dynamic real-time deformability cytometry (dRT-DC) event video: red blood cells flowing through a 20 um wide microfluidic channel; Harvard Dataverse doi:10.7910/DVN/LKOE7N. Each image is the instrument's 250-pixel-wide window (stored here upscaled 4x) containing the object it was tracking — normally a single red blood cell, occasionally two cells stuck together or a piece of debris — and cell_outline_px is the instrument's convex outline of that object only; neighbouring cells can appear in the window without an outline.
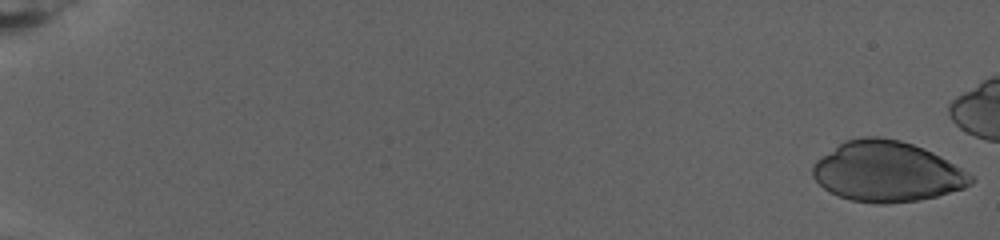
{"species": "human", "species_latin": "Homo sapiens", "temperature_condition": "warm", "stored_images_in_passage": 76, "camera_frame_rate_fps": 3000, "um_per_image_px": 0.085, "donor": {"sex": "female"}, "frame": {"image": 1, "passage_image": 1, "time_ms": 0.0, "image_size_px": [1000, 240], "cell_outline_px": [[976, 180], [972, 184], [964, 188], [936, 196], [916, 200], [888, 204], [876, 204], [852, 200], [840, 196], [824, 188], [812, 176], [812, 164], [816, 160], [844, 140], [864, 136], [876, 136], [900, 140], [924, 148], [940, 156], [960, 168], [972, 176]], "centroid_in_image_um": [75.37, 14.58], "position_along_channel_um": 9.6, "area_um2": 55.49}}
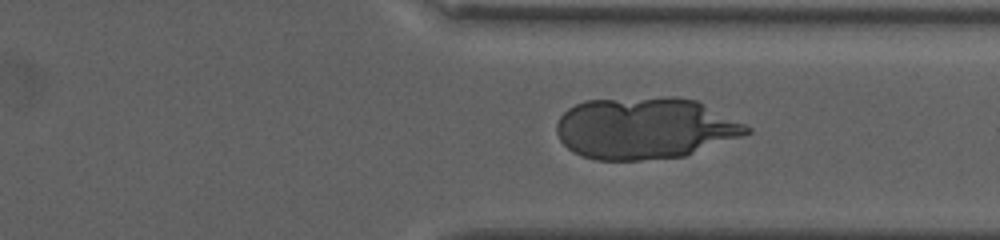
{"frame": {"image": 2, "passage_image": 64, "time_ms": 21.0, "image_size_px": [1000, 240], "cell_outline_px": [[752, 132], [684, 156], [640, 160], [596, 160], [580, 156], [572, 152], [560, 140], [556, 132], [556, 124], [560, 116], [568, 108], [584, 100], [664, 96], [676, 96], [696, 100], [752, 128]], "centroid_in_image_um": [54.77, 10.88], "position_along_channel_um": 356.6, "area_um2": 68.38}}
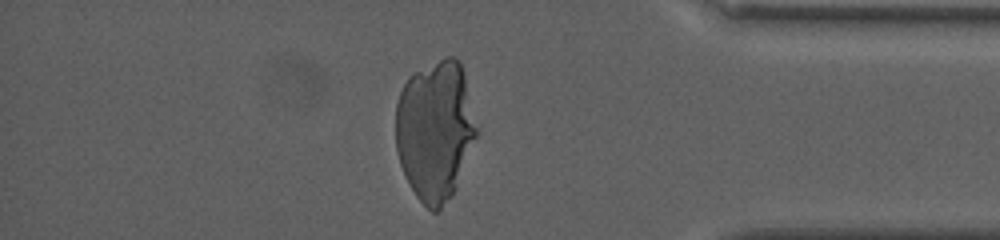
{"frame": {"image": 3, "passage_image": 71, "time_ms": 23.333, "image_size_px": [1000, 240], "cell_outline_px": [[480, 132], [456, 188], [452, 196], [436, 212], [432, 212], [416, 196], [400, 164], [396, 148], [396, 104], [400, 92], [408, 76], [412, 72], [444, 56], [452, 56], [460, 60], [464, 72]], "centroid_in_image_um": [37.02, 11.04], "position_along_channel_um": 398.2, "area_um2": 66.99}}